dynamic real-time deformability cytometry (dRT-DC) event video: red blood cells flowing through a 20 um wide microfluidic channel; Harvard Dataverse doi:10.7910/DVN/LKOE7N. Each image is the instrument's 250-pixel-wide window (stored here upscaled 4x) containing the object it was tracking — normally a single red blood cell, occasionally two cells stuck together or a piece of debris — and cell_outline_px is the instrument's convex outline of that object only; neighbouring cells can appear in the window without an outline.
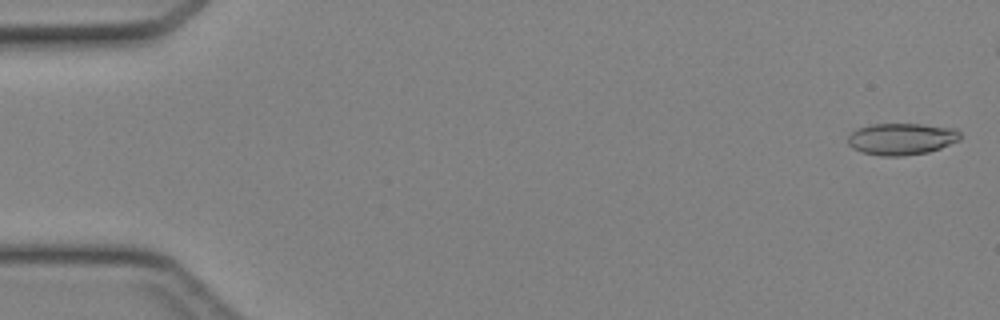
{"species": "Egyptian fruit bat (a non-hibernating species)", "species_latin": "Rousettus aegyptiacus", "temperature_condition": "cold", "stored_images_in_passage": 12, "camera_frame_rate_fps": 3000, "um_per_image_px": 0.085, "animal": {"sex": "female"}, "frame": {"image": 1, "passage_image": 1, "time_ms": 0.0, "image_size_px": [1000, 320], "cell_outline_px": [[960, 140], [940, 148], [928, 152], [904, 156], [880, 156], [864, 152], [852, 148], [848, 144], [848, 136], [856, 128], [872, 124], [920, 124], [956, 128], [960, 132]], "centroid_in_image_um": [76.63, 11.8], "position_along_channel_um": 8.4, "area_um2": 20.87}}